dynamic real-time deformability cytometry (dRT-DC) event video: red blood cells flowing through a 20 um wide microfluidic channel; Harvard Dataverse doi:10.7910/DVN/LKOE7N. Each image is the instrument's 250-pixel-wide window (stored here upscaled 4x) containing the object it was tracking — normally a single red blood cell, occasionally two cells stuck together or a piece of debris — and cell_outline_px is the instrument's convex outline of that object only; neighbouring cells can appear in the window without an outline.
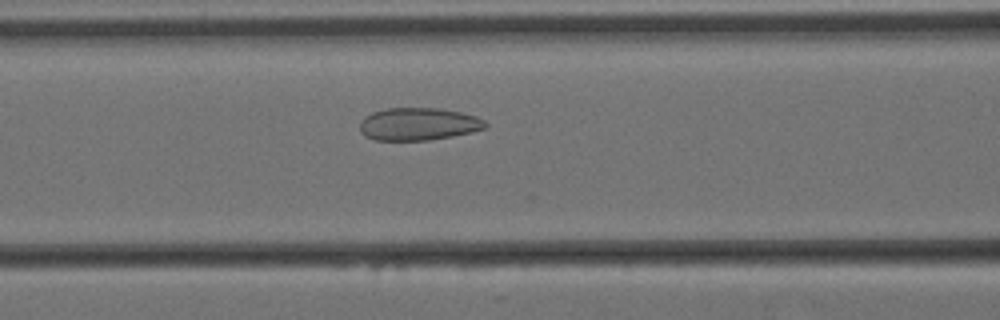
{"species": "Egyptian fruit bat (a non-hibernating species)", "species_latin": "Rousettus aegyptiacus", "temperature_condition": "cold", "stored_images_in_passage": 16, "camera_frame_rate_fps": 3000, "um_per_image_px": 0.085, "animal": {"sex": "female"}, "frame": {"image": 1, "passage_image": 9, "time_ms": 2.667, "image_size_px": [1000, 320], "cell_outline_px": [[488, 124], [484, 128], [472, 132], [452, 136], [428, 140], [376, 140], [364, 136], [360, 132], [360, 120], [364, 116], [372, 112], [388, 108], [440, 108], [460, 112], [476, 116], [484, 120]], "centroid_in_image_um": [35.54, 10.54], "position_along_channel_um": 131.1, "area_um2": 23.93}}
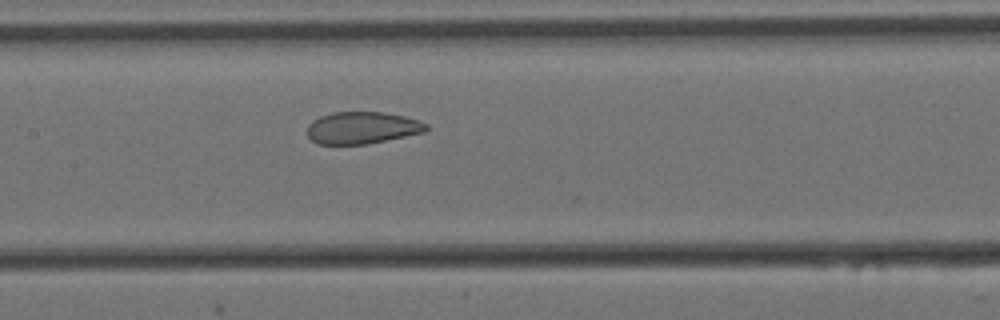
{"frame": {"image": 2, "passage_image": 13, "time_ms": 4.0, "image_size_px": [1000, 320], "cell_outline_px": [[428, 132], [364, 144], [316, 144], [308, 136], [308, 124], [312, 120], [320, 116], [332, 112], [384, 112], [404, 116], [428, 124]], "centroid_in_image_um": [30.79, 10.86], "position_along_channel_um": 176.6, "area_um2": 22.25}}
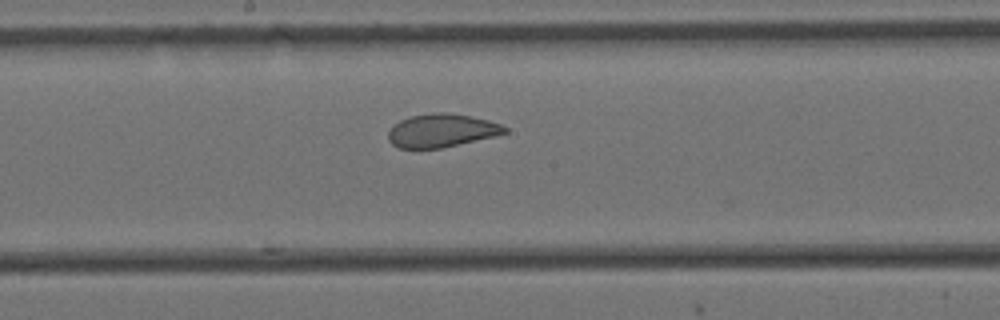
{"frame": {"image": 3, "passage_image": 16, "time_ms": 5.0, "image_size_px": [1000, 320], "cell_outline_px": [[508, 132], [496, 136], [440, 148], [400, 148], [392, 144], [388, 140], [388, 132], [400, 120], [412, 116], [436, 112], [448, 112], [472, 116], [488, 120], [500, 124], [508, 128]], "centroid_in_image_um": [37.56, 11.09], "position_along_channel_um": 210.6, "area_um2": 22.48}}